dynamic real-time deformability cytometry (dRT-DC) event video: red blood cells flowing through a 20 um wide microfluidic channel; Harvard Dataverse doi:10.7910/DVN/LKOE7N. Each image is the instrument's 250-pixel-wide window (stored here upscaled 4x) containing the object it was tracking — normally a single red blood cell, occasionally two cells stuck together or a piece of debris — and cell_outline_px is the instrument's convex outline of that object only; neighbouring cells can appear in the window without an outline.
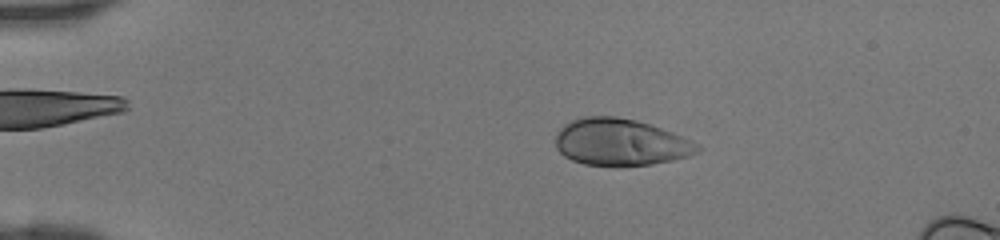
{"species": "human", "species_latin": "Homo sapiens", "temperature_condition": "room temperature", "stored_images_in_passage": 45, "camera_frame_rate_fps": 3000, "um_per_image_px": 0.085, "donor": {"sex": "female"}, "frame": {"image": 1, "passage_image": 9, "time_ms": 2.667, "image_size_px": [1000, 240], "cell_outline_px": [[704, 148], [688, 156], [672, 160], [652, 164], [616, 168], [584, 164], [572, 160], [564, 156], [556, 148], [556, 132], [564, 124], [580, 116], [616, 116], [636, 120], [672, 132], [692, 140], [700, 144]], "centroid_in_image_um": [52.73, 12.11], "position_along_channel_um": 32.3, "area_um2": 39.42}}
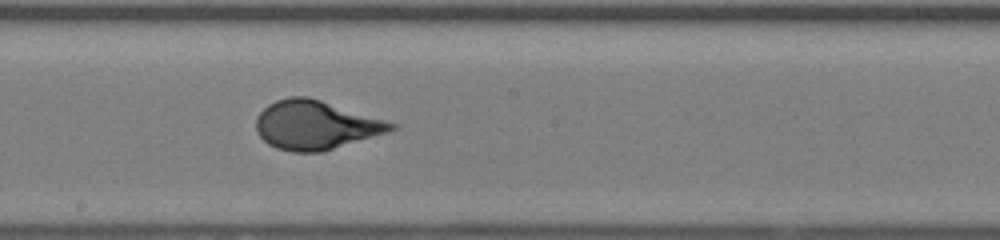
{"frame": {"image": 2, "passage_image": 26, "time_ms": 8.333, "image_size_px": [1000, 240], "cell_outline_px": [[400, 128], [388, 132], [320, 152], [292, 152], [276, 148], [268, 144], [256, 132], [256, 116], [268, 104], [276, 100], [288, 96], [308, 96], [384, 120], [396, 124]], "centroid_in_image_um": [26.79, 10.62], "position_along_channel_um": 221.4, "area_um2": 38.21}}
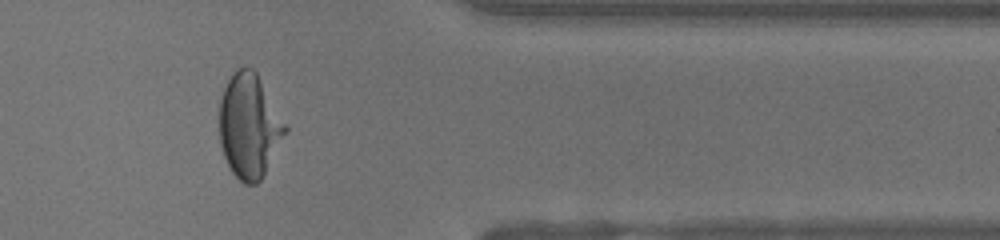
{"frame": {"image": 3, "passage_image": 38, "time_ms": 12.333, "image_size_px": [1000, 240], "cell_outline_px": [[288, 132], [264, 176], [256, 184], [244, 184], [232, 172], [224, 156], [220, 144], [220, 100], [224, 88], [232, 72], [236, 68], [252, 68], [256, 72], [288, 128]], "centroid_in_image_um": [21.2, 10.73], "position_along_channel_um": 390.2, "area_um2": 39.94}}